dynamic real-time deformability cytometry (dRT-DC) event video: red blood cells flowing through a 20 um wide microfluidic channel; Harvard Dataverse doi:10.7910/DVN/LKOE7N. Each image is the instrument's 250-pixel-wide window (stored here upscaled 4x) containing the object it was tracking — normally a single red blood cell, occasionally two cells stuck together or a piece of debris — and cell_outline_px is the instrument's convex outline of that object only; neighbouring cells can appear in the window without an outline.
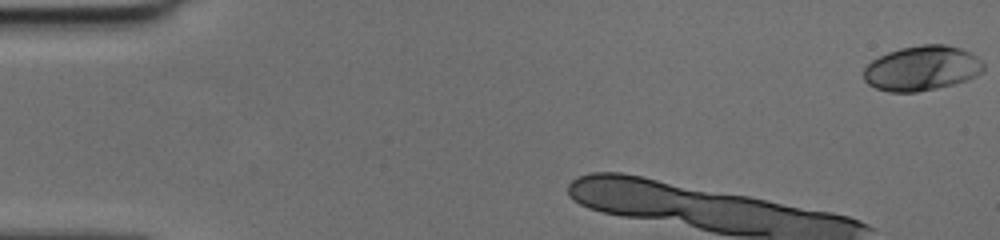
{"species": "human", "species_latin": "Homo sapiens", "temperature_condition": "cold", "stored_images_in_passage": 10, "camera_frame_rate_fps": 3000, "um_per_image_px": 0.085, "donor": {"sex": "female"}, "frame": {"image": 1, "passage_image": 1, "time_ms": 0.0, "image_size_px": [1000, 240], "cell_outline_px": [[984, 72], [976, 76], [952, 84], [936, 88], [916, 92], [888, 92], [876, 88], [868, 84], [864, 80], [864, 68], [872, 60], [888, 52], [900, 48], [924, 44], [944, 44], [960, 48], [976, 56], [984, 64]], "centroid_in_image_um": [78.35, 5.8], "position_along_channel_um": 6.7, "area_um2": 31.21}}